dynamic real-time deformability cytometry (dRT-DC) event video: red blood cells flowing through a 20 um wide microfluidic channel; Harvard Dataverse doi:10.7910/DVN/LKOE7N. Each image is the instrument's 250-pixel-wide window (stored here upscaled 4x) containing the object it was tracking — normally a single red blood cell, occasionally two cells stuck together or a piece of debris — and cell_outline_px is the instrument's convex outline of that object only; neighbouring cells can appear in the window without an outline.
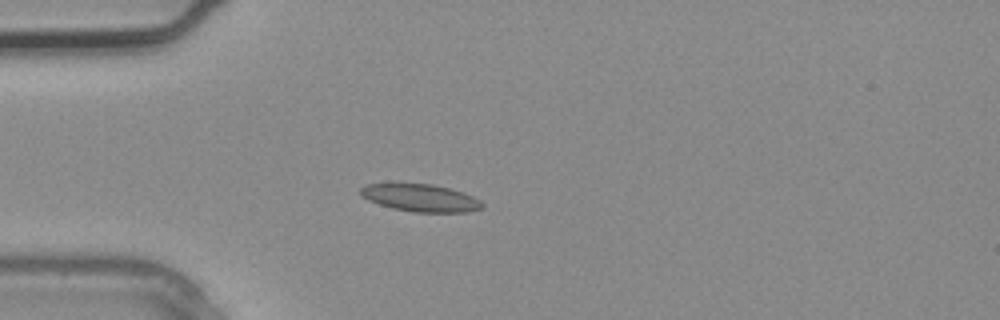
{"species": "common noctule bat (a hibernating species)", "species_latin": "Nyctalus noctula", "temperature_condition": "warm", "stored_images_in_passage": 3, "camera_frame_rate_fps": 3000, "um_per_image_px": 0.085, "animal": {"sex": "male", "body_mass_g": 20.4}, "frame": {"image": 1, "passage_image": 3, "time_ms": 0.667, "image_size_px": [1000, 320], "cell_outline_px": [[484, 208], [468, 212], [416, 212], [392, 208], [368, 200], [360, 196], [360, 188], [364, 184], [432, 184], [464, 192], [480, 200], [484, 204]], "centroid_in_image_um": [35.76, 16.82], "position_along_channel_um": 49.2, "area_um2": 19.42}}